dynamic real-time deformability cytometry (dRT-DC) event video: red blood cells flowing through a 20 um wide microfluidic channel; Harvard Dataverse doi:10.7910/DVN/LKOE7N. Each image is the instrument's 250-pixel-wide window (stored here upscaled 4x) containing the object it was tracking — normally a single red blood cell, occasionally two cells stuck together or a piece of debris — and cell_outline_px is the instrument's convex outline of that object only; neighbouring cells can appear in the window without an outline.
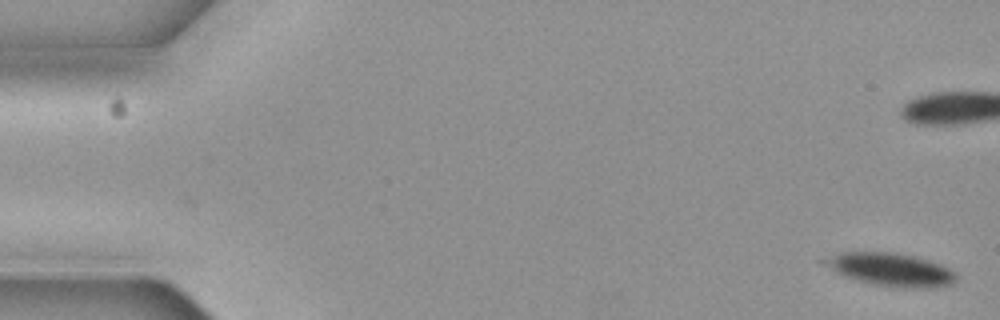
{"species": "common noctule bat (a hibernating species)", "species_latin": "Nyctalus noctula", "temperature_condition": "cold", "stored_images_in_passage": 2, "camera_frame_rate_fps": 3000, "um_per_image_px": 0.085, "animal": {"sex": "female", "body_mass_g": 19.3, "forearm_length_mm": 54.1}, "frame": {"image": 1, "passage_image": 2, "time_ms": 0.333, "image_size_px": [1000, 320], "cell_outline_px": [[956, 280], [952, 284], [928, 288], [904, 288], [872, 284], [844, 276], [836, 272], [816, 260], [844, 252], [888, 252], [912, 256], [928, 260], [940, 264], [956, 272]], "centroid_in_image_um": [75.68, 22.91], "position_along_channel_um": 9.3, "area_um2": 25.26}}